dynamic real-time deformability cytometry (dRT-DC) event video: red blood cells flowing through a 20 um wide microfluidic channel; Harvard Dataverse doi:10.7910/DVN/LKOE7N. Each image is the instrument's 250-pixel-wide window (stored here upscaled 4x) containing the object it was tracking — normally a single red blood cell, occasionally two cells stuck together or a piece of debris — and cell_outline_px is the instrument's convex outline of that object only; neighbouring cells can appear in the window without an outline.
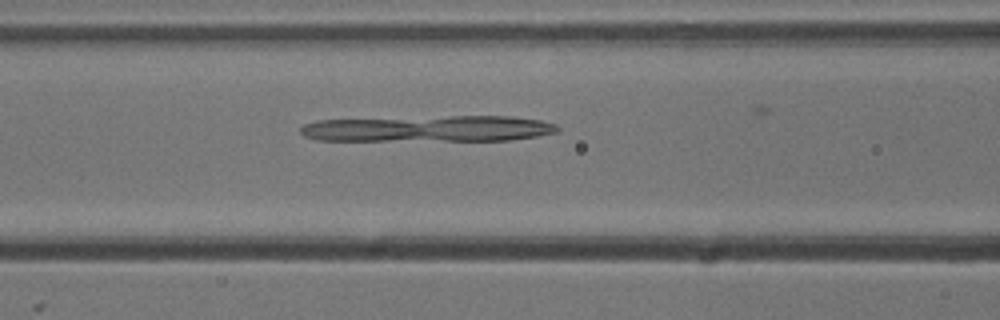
{"species": "common noctule bat (a hibernating species)", "species_latin": "Nyctalus noctula", "temperature_condition": "cold", "stored_images_in_passage": 42, "camera_frame_rate_fps": 3000, "um_per_image_px": 0.085, "animal": {"sex": "male", "body_mass_g": 13.3}, "frame": {"image": 1, "passage_image": 21, "time_ms": 6.667, "image_size_px": [1000, 320], "cell_outline_px": [[560, 128], [556, 132], [536, 136], [508, 140], [316, 140], [304, 136], [300, 132], [300, 128], [304, 124], [316, 120], [448, 116], [512, 116], [540, 120], [556, 124]], "centroid_in_image_um": [36.42, 10.93], "position_along_channel_um": 130.2, "area_um2": 39.07}}
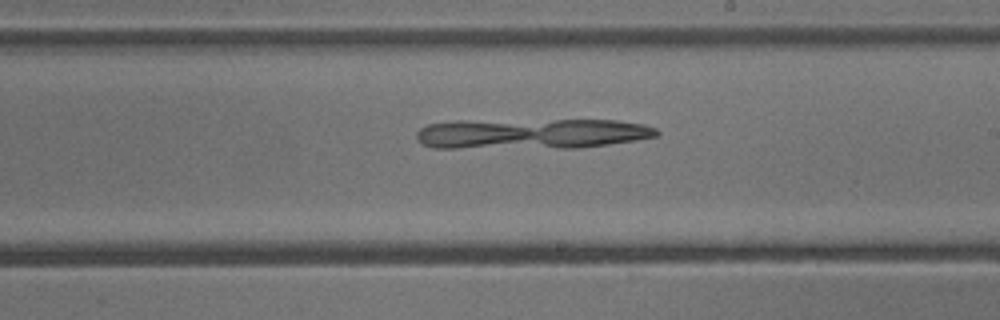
{"frame": {"image": 2, "passage_image": 30, "time_ms": 9.667, "image_size_px": [1000, 320], "cell_outline_px": [[660, 136], [636, 140], [608, 144], [576, 148], [432, 148], [416, 140], [416, 132], [420, 128], [428, 124], [456, 120], [616, 120], [644, 124], [656, 128], [660, 132]], "centroid_in_image_um": [45.17, 11.36], "position_along_channel_um": 243.8, "area_um2": 43.23}}
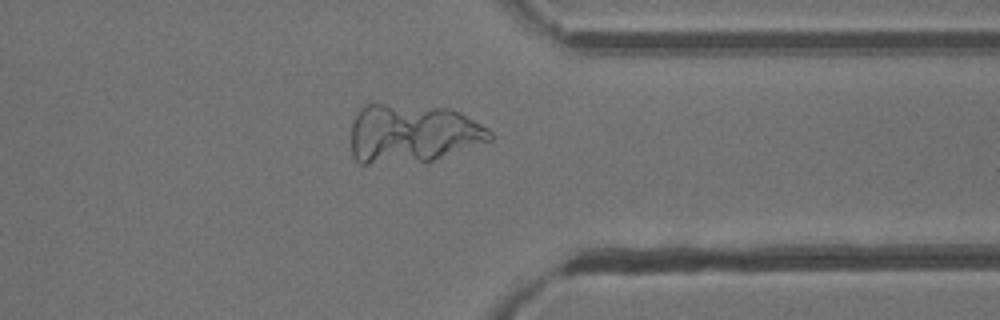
{"frame": {"image": 3, "passage_image": 41, "time_ms": 13.333, "image_size_px": [1000, 320], "cell_outline_px": [[496, 136], [492, 140], [432, 160], [368, 164], [360, 164], [352, 156], [352, 120], [360, 104], [384, 104], [452, 108], [460, 112], [488, 128]], "centroid_in_image_um": [35.04, 11.33], "position_along_channel_um": 376.4, "area_um2": 47.8}}